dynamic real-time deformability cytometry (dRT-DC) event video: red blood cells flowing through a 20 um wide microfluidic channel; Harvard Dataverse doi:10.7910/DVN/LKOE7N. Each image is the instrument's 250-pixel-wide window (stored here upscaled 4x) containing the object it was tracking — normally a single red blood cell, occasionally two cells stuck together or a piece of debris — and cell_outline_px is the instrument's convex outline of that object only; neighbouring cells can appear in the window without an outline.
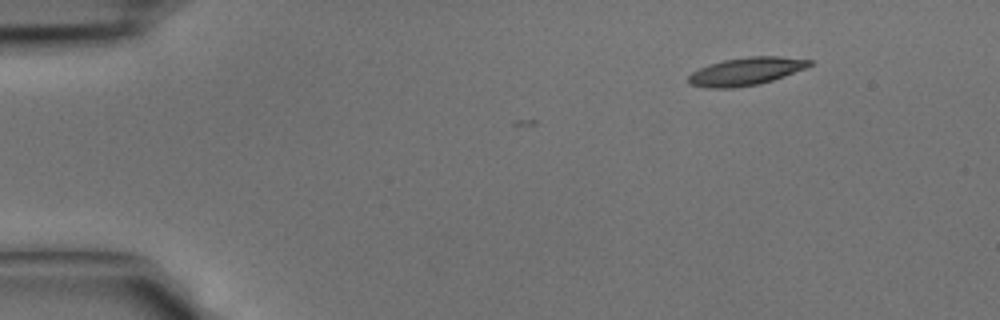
{"species": "common noctule bat (a hibernating species)", "species_latin": "Nyctalus noctula", "temperature_condition": "cold", "stored_images_in_passage": 3, "camera_frame_rate_fps": 3000, "um_per_image_px": 0.085, "animal": {"sex": "male", "body_mass_g": 15.6}, "frame": {"image": 1, "passage_image": 3, "time_ms": 0.667, "image_size_px": [1000, 320], "cell_outline_px": [[812, 64], [808, 68], [772, 80], [756, 84], [732, 88], [708, 88], [688, 84], [688, 76], [692, 72], [708, 64], [724, 60], [748, 56], [780, 56], [812, 60]], "centroid_in_image_um": [63.41, 6.06], "position_along_channel_um": 21.6, "area_um2": 19.65}}